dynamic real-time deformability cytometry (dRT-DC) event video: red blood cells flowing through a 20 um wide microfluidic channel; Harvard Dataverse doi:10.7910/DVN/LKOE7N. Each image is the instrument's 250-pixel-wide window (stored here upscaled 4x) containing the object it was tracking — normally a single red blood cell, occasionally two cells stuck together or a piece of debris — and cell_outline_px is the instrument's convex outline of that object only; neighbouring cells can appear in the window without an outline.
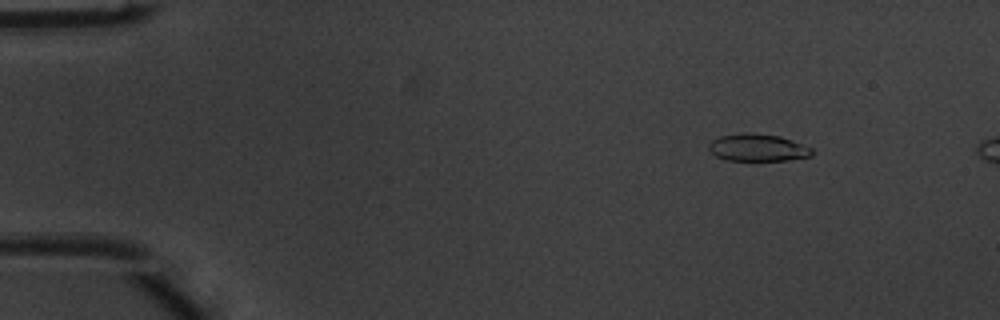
{"species": "common noctule bat (a hibernating species)", "species_latin": "Nyctalus noctula", "temperature_condition": "warm", "stored_images_in_passage": 7, "camera_frame_rate_fps": 3000, "um_per_image_px": 0.085, "animal": {"sex": "male", "body_mass_g": 20.1, "forearm_length_mm": 53.5}, "frame": {"image": 1, "passage_image": 2, "time_ms": 0.333, "image_size_px": [1000, 320], "cell_outline_px": [[812, 156], [788, 160], [728, 160], [716, 156], [708, 148], [708, 144], [712, 140], [720, 136], [740, 132], [752, 132], [780, 136], [792, 140], [812, 148]], "centroid_in_image_um": [64.4, 12.53], "position_along_channel_um": 20.6, "area_um2": 16.47}}